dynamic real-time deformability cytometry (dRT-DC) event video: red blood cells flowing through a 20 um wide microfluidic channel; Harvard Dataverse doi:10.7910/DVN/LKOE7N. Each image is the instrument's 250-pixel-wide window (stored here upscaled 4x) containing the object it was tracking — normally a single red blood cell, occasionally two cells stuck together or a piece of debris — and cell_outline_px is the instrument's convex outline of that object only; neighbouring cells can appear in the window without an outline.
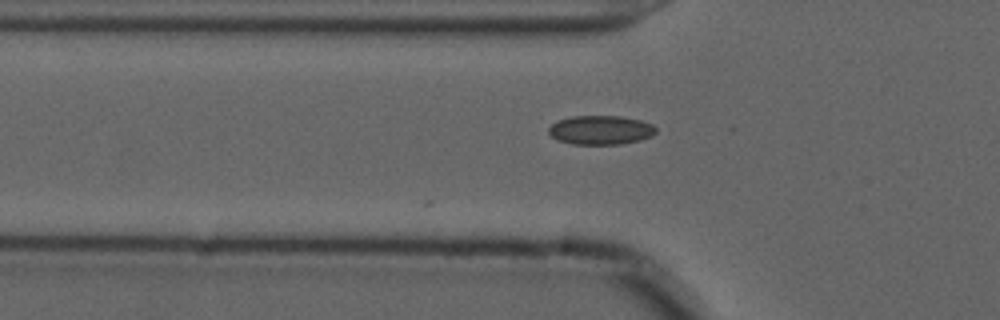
{"species": "common noctule bat (a hibernating species)", "species_latin": "Nyctalus noctula", "temperature_condition": "cold", "stored_images_in_passage": 2, "camera_frame_rate_fps": 3000, "um_per_image_px": 0.085, "animal": {"sex": "male", "forearm_length_mm": 52.5}, "frame": {"image": 1, "passage_image": 2, "time_ms": 0.333, "image_size_px": [1000, 320], "cell_outline_px": [[656, 132], [652, 136], [640, 140], [620, 144], [572, 144], [556, 140], [548, 132], [548, 128], [556, 120], [572, 116], [620, 116], [640, 120], [652, 124], [656, 128]], "centroid_in_image_um": [51.03, 11.05], "position_along_channel_um": 74.8, "area_um2": 18.26}}